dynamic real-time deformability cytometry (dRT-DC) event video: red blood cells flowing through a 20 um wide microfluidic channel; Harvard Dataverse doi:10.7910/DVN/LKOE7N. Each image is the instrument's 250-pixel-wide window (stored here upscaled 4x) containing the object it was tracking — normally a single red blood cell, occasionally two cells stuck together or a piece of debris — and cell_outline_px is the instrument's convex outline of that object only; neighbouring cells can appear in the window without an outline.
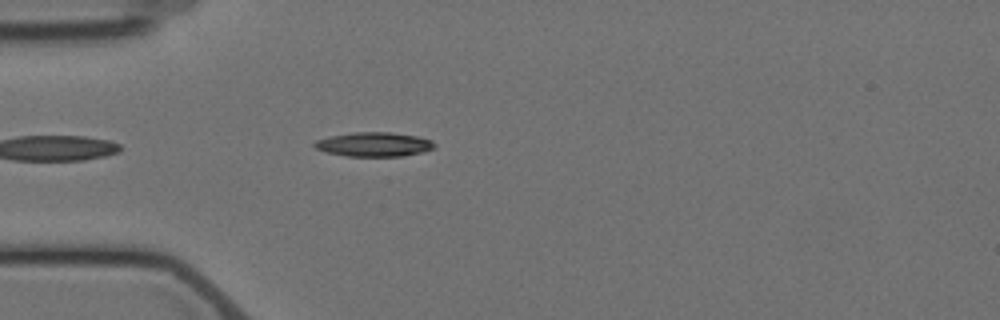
{"species": "Egyptian fruit bat (a non-hibernating species)", "species_latin": "Rousettus aegyptiacus", "temperature_condition": "cold", "stored_images_in_passage": 5, "segment_of_instrument_passage": [2, 2], "camera_frame_rate_fps": 3000, "um_per_image_px": 0.085, "animal": {"sex": "female"}, "frame": {"image": 1, "passage_image": 5, "time_ms": 4.667, "image_size_px": [1000, 320], "cell_outline_px": [[436, 148], [424, 152], [404, 156], [344, 156], [328, 152], [316, 148], [312, 144], [316, 140], [332, 136], [352, 132], [392, 132], [416, 136], [432, 140], [436, 144]], "centroid_in_image_um": [31.84, 12.27], "position_along_channel_um": 53.2, "area_um2": 17.05}}